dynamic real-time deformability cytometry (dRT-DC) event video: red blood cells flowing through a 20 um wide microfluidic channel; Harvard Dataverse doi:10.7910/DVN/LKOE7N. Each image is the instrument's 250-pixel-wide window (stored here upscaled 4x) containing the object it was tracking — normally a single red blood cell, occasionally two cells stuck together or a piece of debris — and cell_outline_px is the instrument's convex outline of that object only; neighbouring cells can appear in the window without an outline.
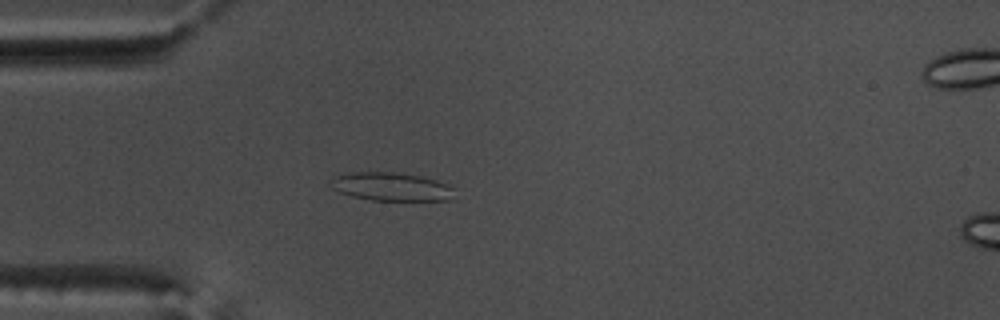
{"species": "common noctule bat (a hibernating species)", "species_latin": "Nyctalus noctula", "temperature_condition": "warm", "stored_images_in_passage": 42, "camera_frame_rate_fps": 3000, "um_per_image_px": 0.085, "animal": {"sex": "male", "body_mass_g": 17.5, "forearm_length_mm": 52.3}, "frame": {"image": 1, "passage_image": 7, "time_ms": 2.0, "image_size_px": [1000, 320], "cell_outline_px": [[456, 188], [448, 200], [372, 200], [352, 196], [340, 192], [332, 188], [332, 176], [352, 172], [396, 172], [420, 176], [436, 180], [448, 184]], "centroid_in_image_um": [33.26, 15.86], "position_along_channel_um": 51.7, "area_um2": 20.35}}
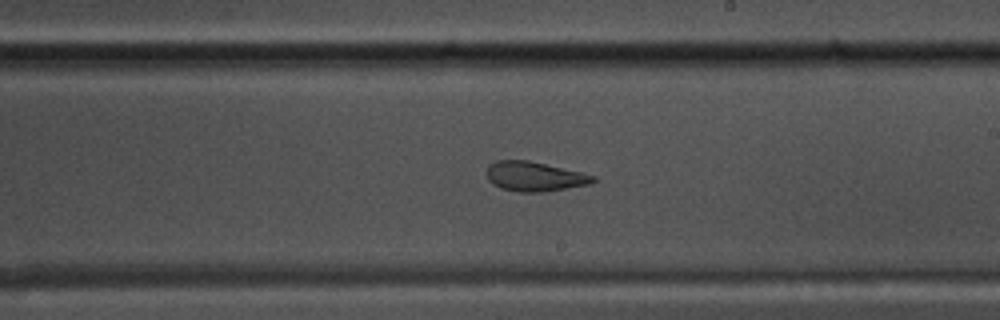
{"frame": {"image": 2, "passage_image": 23, "time_ms": 7.333, "image_size_px": [1000, 320], "cell_outline_px": [[596, 180], [592, 184], [544, 192], [520, 192], [500, 188], [492, 184], [488, 180], [488, 164], [496, 160], [528, 160], [580, 172], [596, 176]], "centroid_in_image_um": [45.44, 15.0], "position_along_channel_um": 243.6, "area_um2": 18.38}}
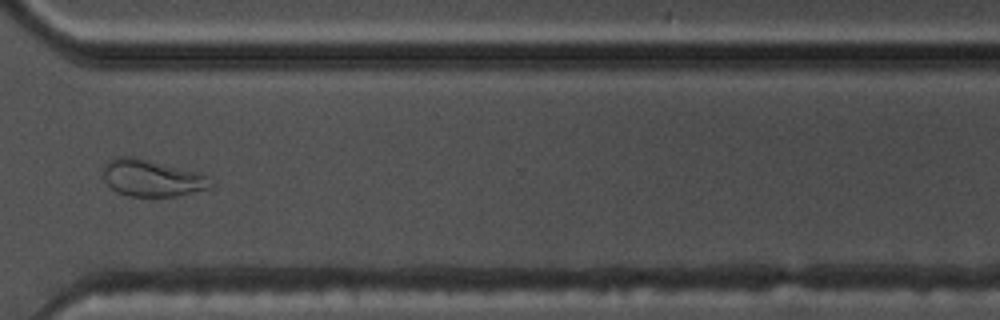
{"frame": {"image": 3, "passage_image": 32, "time_ms": 10.333, "image_size_px": [1000, 320], "cell_outline_px": [[216, 184], [212, 188], [176, 196], [128, 196], [116, 192], [104, 180], [104, 168], [108, 160], [116, 156], [136, 156], [200, 172], [208, 176]], "centroid_in_image_um": [12.97, 15.12], "position_along_channel_um": 357.6, "area_um2": 23.52}, "authors_computed_cell_mechanics": {"area_um2": 20.2589, "velocity_mm_per_s": 3.7931, "shape_relaxation_time_tau1_ms": null, "shape_relaxation_time_tau2_ms": 1.9073, "deformation_change_tau1": null, "deformation_change_tau2": 0.0976}}